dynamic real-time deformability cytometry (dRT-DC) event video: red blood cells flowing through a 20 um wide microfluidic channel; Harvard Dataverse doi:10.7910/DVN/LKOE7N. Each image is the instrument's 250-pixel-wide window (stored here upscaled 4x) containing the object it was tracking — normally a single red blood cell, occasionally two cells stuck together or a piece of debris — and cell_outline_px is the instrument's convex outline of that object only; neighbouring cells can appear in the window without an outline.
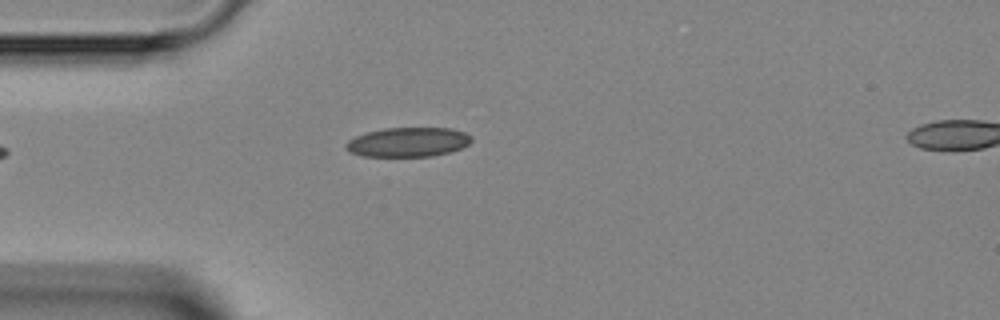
{"species": "Egyptian fruit bat (a non-hibernating species)", "species_latin": "Rousettus aegyptiacus", "temperature_condition": "room temperature", "stored_images_in_passage": 2, "camera_frame_rate_fps": 3000, "um_per_image_px": 0.085, "animal": {"sex": "female"}, "frame": {"image": 1, "passage_image": 2, "time_ms": 1.0, "image_size_px": [1000, 320], "cell_outline_px": [[472, 140], [468, 144], [460, 148], [448, 152], [432, 156], [360, 156], [348, 152], [344, 148], [344, 144], [348, 140], [356, 136], [368, 132], [384, 128], [452, 128], [464, 132], [472, 136]], "centroid_in_image_um": [34.64, 12.08], "position_along_channel_um": 50.4, "area_um2": 21.56}}